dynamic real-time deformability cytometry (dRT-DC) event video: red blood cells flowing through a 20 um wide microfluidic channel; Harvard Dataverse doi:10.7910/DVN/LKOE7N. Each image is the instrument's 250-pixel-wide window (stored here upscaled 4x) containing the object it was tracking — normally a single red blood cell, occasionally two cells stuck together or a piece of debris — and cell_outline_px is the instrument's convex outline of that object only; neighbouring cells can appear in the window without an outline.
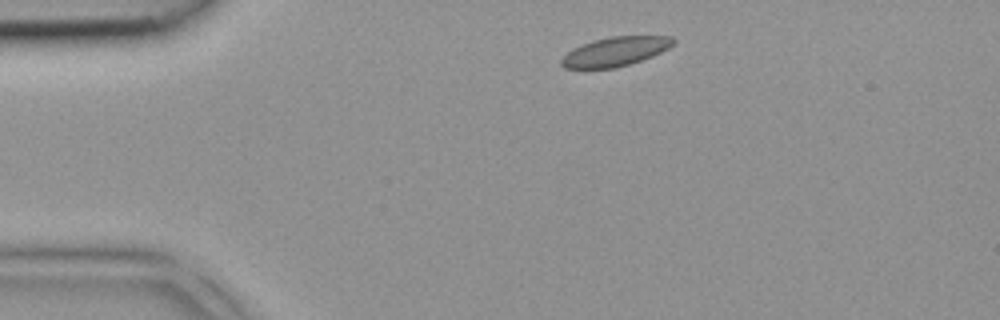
{"species": "common noctule bat (a hibernating species)", "species_latin": "Nyctalus noctula", "temperature_condition": "room temperature", "stored_images_in_passage": 2, "segment_of_instrument_passage": [2, 2], "camera_frame_rate_fps": 3000, "um_per_image_px": 0.085, "animal": {"sex": "female", "body_mass_g": 18.4}, "frame": {"image": 1, "passage_image": 2, "time_ms": 0.333, "image_size_px": [1000, 320], "cell_outline_px": [[676, 40], [668, 48], [652, 56], [628, 64], [612, 68], [564, 68], [560, 64], [560, 60], [572, 48], [580, 44], [592, 40], [612, 36], [672, 36]], "centroid_in_image_um": [52.26, 4.37], "position_along_channel_um": 32.7, "area_um2": 18.9}}